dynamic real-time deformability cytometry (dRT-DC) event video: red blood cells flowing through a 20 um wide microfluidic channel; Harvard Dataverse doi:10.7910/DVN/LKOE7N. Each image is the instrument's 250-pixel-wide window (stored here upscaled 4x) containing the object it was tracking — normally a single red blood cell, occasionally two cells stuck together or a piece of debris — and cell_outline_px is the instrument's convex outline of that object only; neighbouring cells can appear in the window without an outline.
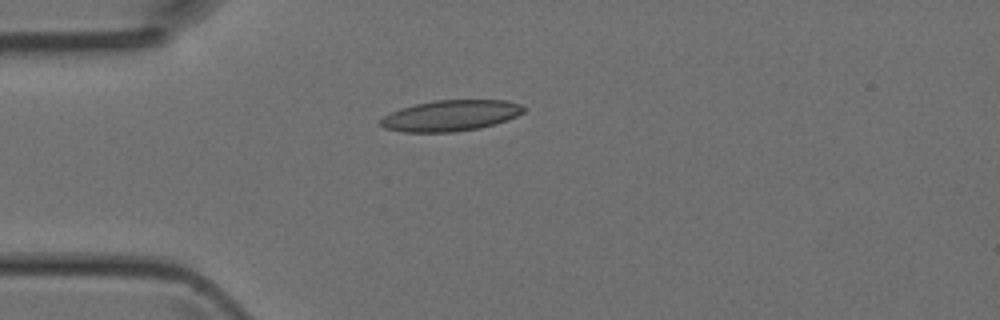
{"species": "Egyptian fruit bat (a non-hibernating species)", "species_latin": "Rousettus aegyptiacus", "temperature_condition": "room temperature", "stored_images_in_passage": 4, "camera_frame_rate_fps": 3000, "um_per_image_px": 0.085, "animal": {"sex": "female"}, "frame": {"image": 1, "passage_image": 3, "time_ms": 0.667, "image_size_px": [1000, 320], "cell_outline_px": [[524, 112], [508, 120], [480, 128], [452, 132], [404, 132], [384, 128], [380, 124], [380, 120], [384, 116], [400, 108], [416, 104], [436, 100], [504, 100], [520, 104], [524, 108]], "centroid_in_image_um": [38.3, 9.83], "position_along_channel_um": 46.7, "area_um2": 25.66}}